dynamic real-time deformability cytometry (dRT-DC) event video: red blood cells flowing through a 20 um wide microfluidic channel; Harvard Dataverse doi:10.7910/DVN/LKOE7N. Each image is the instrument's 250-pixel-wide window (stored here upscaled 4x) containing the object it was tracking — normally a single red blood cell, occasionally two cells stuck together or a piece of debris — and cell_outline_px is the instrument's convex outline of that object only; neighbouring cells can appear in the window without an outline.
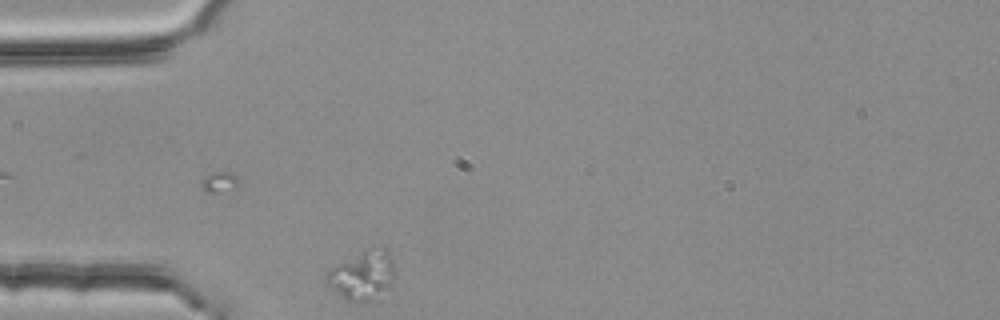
{"species": "common noctule bat (a hibernating species)", "species_latin": "Nyctalus noctula", "temperature_condition": "room temperature", "stored_images_in_passage": 4, "camera_frame_rate_fps": 3000, "um_per_image_px": 0.085, "animal": {"sex": "female", "body_mass_g": 25.1}, "frame": {"image": 1, "passage_image": 4, "time_ms": 1.0, "image_size_px": [1000, 320], "cell_outline_px": [[392, 272], [388, 288], [368, 300], [348, 300], [340, 296], [324, 280], [324, 276], [332, 268], [368, 248], [384, 248], [388, 252], [392, 260]], "centroid_in_image_um": [30.76, 23.38], "position_along_channel_um": 54.2, "area_um2": 18.32}}